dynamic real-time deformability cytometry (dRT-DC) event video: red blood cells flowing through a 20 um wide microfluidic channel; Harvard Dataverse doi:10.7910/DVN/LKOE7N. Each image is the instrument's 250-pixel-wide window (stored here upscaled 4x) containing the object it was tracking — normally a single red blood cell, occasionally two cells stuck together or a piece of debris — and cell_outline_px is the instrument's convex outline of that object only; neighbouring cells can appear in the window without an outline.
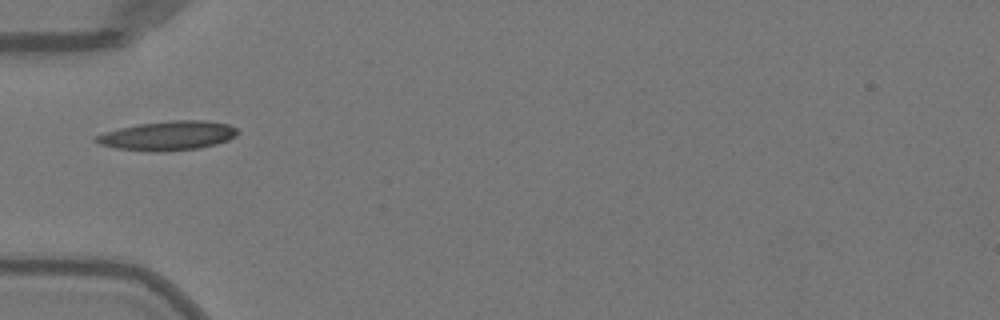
{"species": "Egyptian fruit bat (a non-hibernating species)", "species_latin": "Rousettus aegyptiacus", "temperature_condition": "warm", "stored_images_in_passage": 3, "camera_frame_rate_fps": 3000, "um_per_image_px": 0.085, "animal": {"sex": "female"}, "frame": {"image": 1, "passage_image": 1, "time_ms": 0.0, "image_size_px": [1000, 320], "cell_outline_px": [[240, 132], [236, 136], [228, 140], [216, 144], [196, 148], [160, 152], [152, 152], [116, 148], [100, 144], [92, 140], [96, 136], [104, 132], [120, 128], [140, 124], [168, 120], [208, 120], [228, 124], [236, 128]], "centroid_in_image_um": [14.28, 11.53], "position_along_channel_um": 70.7, "area_um2": 24.16}}